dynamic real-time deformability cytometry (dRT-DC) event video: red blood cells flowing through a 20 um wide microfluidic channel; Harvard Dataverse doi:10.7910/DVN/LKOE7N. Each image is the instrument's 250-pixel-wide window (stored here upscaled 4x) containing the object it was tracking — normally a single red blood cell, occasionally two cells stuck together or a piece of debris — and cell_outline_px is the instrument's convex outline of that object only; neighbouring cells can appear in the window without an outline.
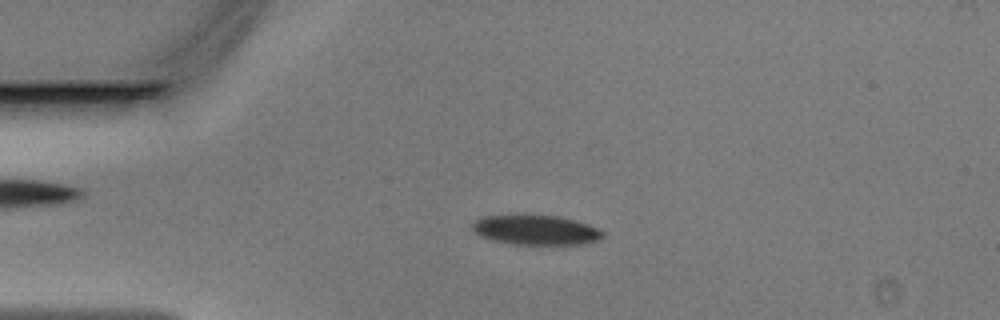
{"species": "Egyptian fruit bat (a non-hibernating species)", "species_latin": "Rousettus aegyptiacus", "temperature_condition": "warm", "stored_images_in_passage": 47, "camera_frame_rate_fps": 3000, "um_per_image_px": 0.085, "animal": {"sex": "male"}, "frame": {"image": 1, "passage_image": 11, "time_ms": 3.333, "image_size_px": [1000, 320], "cell_outline_px": [[604, 236], [596, 240], [580, 244], [512, 244], [492, 240], [476, 232], [472, 228], [472, 224], [480, 216], [560, 216], [576, 220], [588, 224], [604, 232]], "centroid_in_image_um": [45.56, 19.55], "position_along_channel_um": 39.4, "area_um2": 22.14}}
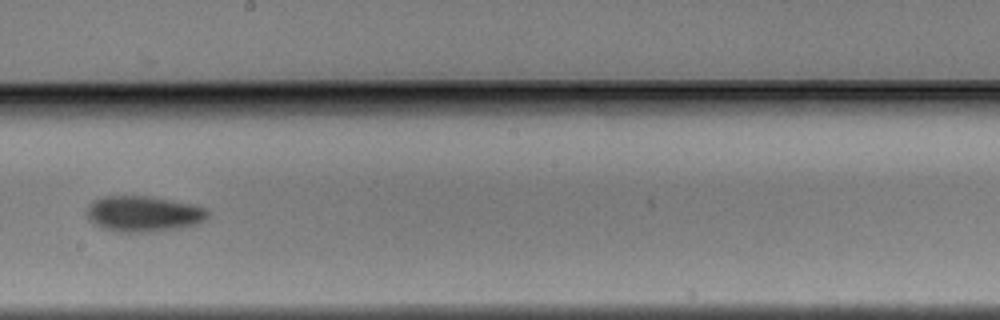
{"frame": {"image": 2, "passage_image": 27, "time_ms": 8.667, "image_size_px": [1000, 320], "cell_outline_px": [[208, 220], [200, 224], [180, 228], [152, 232], [116, 232], [104, 228], [88, 220], [84, 212], [88, 204], [92, 200], [104, 196], [144, 196], [192, 204], [208, 208]], "centroid_in_image_um": [12.19, 18.19], "position_along_channel_um": 236.0, "area_um2": 25.61}}
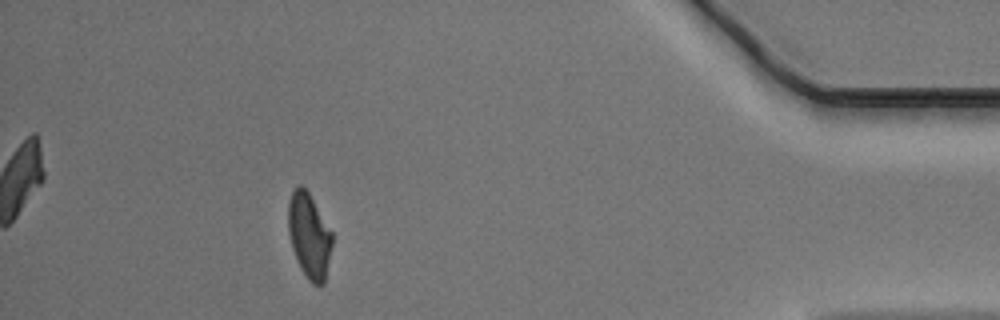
{"frame": {"image": 3, "passage_image": 43, "time_ms": 14.0, "image_size_px": [1000, 320], "cell_outline_px": [[332, 244], [324, 284], [312, 284], [308, 280], [300, 268], [292, 248], [288, 232], [288, 204], [292, 192], [296, 184], [300, 184], [308, 192], [332, 232]], "centroid_in_image_um": [26.26, 20.03], "position_along_channel_um": 408.9, "area_um2": 21.62}}